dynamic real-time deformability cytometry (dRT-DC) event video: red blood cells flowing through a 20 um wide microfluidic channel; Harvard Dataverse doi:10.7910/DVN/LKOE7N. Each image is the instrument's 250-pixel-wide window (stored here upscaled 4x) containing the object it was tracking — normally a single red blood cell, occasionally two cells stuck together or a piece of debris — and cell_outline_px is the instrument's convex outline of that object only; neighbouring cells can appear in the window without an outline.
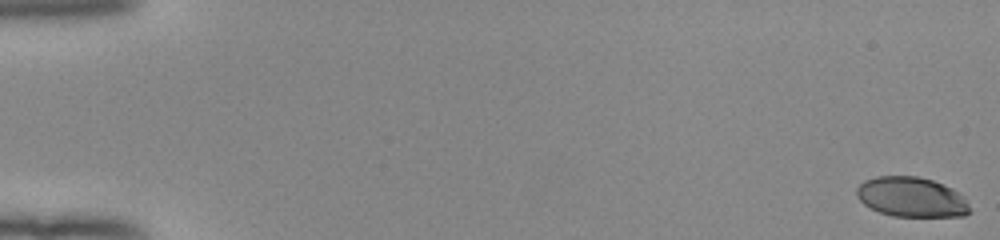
{"species": "human", "species_latin": "Homo sapiens", "temperature_condition": "room temperature", "stored_images_in_passage": 53, "camera_frame_rate_fps": 3000, "um_per_image_px": 0.085, "donor": {"sex": "female"}, "frame": {"image": 1, "passage_image": 1, "time_ms": 0.0, "image_size_px": [1000, 240], "cell_outline_px": [[972, 212], [964, 216], [892, 216], [880, 212], [864, 204], [856, 196], [856, 188], [864, 180], [876, 176], [916, 176], [932, 180], [944, 184], [960, 192], [964, 196]], "centroid_in_image_um": [77.5, 16.75], "position_along_channel_um": 7.5, "area_um2": 26.47}}
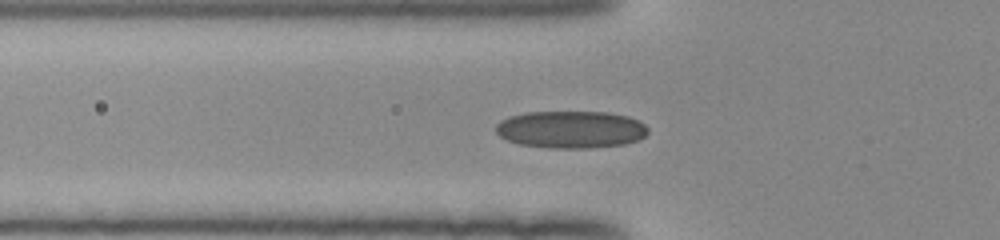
{"frame": {"image": 2, "passage_image": 20, "time_ms": 6.333, "image_size_px": [1000, 240], "cell_outline_px": [[648, 132], [644, 136], [636, 140], [624, 144], [588, 148], [548, 148], [520, 144], [508, 140], [500, 136], [496, 132], [496, 124], [500, 120], [508, 116], [524, 112], [608, 112], [628, 116], [644, 124], [648, 128]], "centroid_in_image_um": [48.49, 11.0], "position_along_channel_um": 77.3, "area_um2": 33.12}}
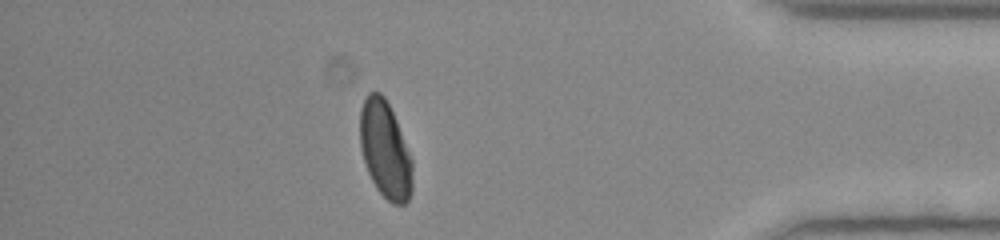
{"frame": {"image": 3, "passage_image": 47, "time_ms": 15.333, "image_size_px": [1000, 240], "cell_outline_px": [[412, 192], [408, 200], [404, 204], [392, 204], [376, 188], [368, 172], [360, 148], [360, 108], [368, 92], [380, 92], [384, 96], [396, 120], [412, 160]], "centroid_in_image_um": [32.73, 12.73], "position_along_channel_um": 402.5, "area_um2": 29.48}, "authors_computed_cell_mechanics": {"area_um2": 30.6918, "velocity_mm_per_s": 3.9933, "shape_relaxation_time_tau1_ms": 5.5986, "shape_relaxation_time_tau2_ms": 0.8073, "deformation_change_tau1": 0.1771, "deformation_change_tau2": 0.0542}}